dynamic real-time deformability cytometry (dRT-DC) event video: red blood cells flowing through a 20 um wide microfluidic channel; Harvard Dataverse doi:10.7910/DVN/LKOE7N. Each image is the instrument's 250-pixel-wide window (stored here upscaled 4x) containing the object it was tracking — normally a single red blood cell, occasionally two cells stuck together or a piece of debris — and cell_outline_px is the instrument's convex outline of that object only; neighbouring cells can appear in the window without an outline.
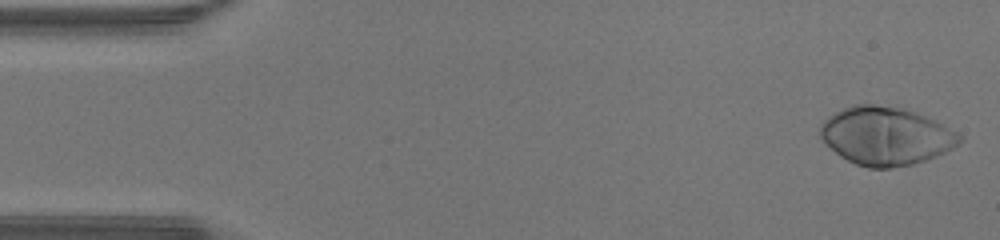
{"species": "human", "species_latin": "Homo sapiens", "temperature_condition": "warm", "stored_images_in_passage": 47, "camera_frame_rate_fps": 3000, "um_per_image_px": 0.085, "donor": {"sex": "male"}, "frame": {"image": 1, "passage_image": 1, "time_ms": 0.0, "image_size_px": [1000, 240], "cell_outline_px": [[964, 140], [960, 144], [936, 156], [912, 164], [888, 168], [868, 168], [856, 164], [840, 156], [820, 136], [820, 124], [828, 116], [852, 104], [872, 104], [900, 108], [924, 116], [956, 132]], "centroid_in_image_um": [75.27, 11.56], "position_along_channel_um": 9.7, "area_um2": 46.47}}
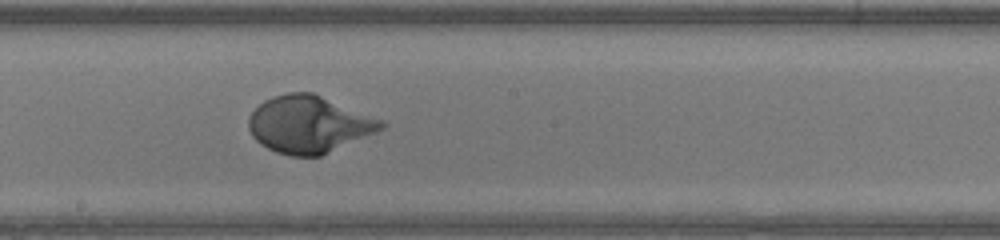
{"frame": {"image": 2, "passage_image": 25, "time_ms": 8.0, "image_size_px": [1000, 240], "cell_outline_px": [[388, 124], [384, 128], [376, 132], [320, 156], [292, 156], [276, 152], [260, 144], [252, 136], [248, 128], [248, 116], [264, 100], [272, 96], [288, 92], [312, 92], [384, 120]], "centroid_in_image_um": [26.25, 10.56], "position_along_channel_um": 221.9, "area_um2": 44.16}}
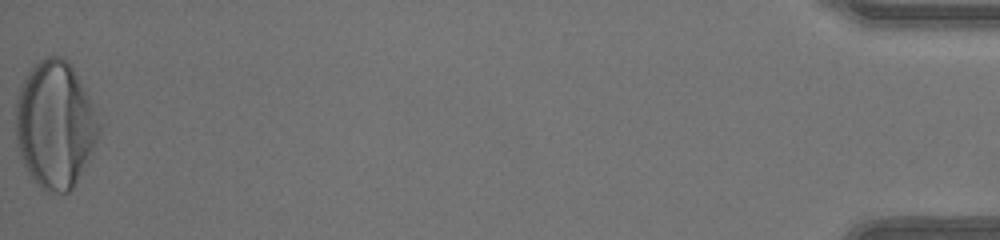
{"frame": {"image": 3, "passage_image": 47, "time_ms": 15.333, "image_size_px": [1000, 240], "cell_outline_px": [[100, 132], [88, 160], [72, 188], [64, 196], [48, 192], [32, 180], [20, 156], [16, 136], [16, 100], [20, 88], [28, 72], [44, 56], [64, 56], [68, 60], [84, 88], [92, 104], [100, 124]], "centroid_in_image_um": [4.67, 10.61], "position_along_channel_um": 430.5, "area_um2": 61.38}, "authors_computed_cell_mechanics": {"area_um2": 44.3326, "velocity_mm_per_s": 4.3175, "shape_relaxation_time_tau1_ms": 2.5801, "shape_relaxation_time_tau2_ms": null, "deformation_change_tau1": 0.2078, "deformation_change_tau2": null}}